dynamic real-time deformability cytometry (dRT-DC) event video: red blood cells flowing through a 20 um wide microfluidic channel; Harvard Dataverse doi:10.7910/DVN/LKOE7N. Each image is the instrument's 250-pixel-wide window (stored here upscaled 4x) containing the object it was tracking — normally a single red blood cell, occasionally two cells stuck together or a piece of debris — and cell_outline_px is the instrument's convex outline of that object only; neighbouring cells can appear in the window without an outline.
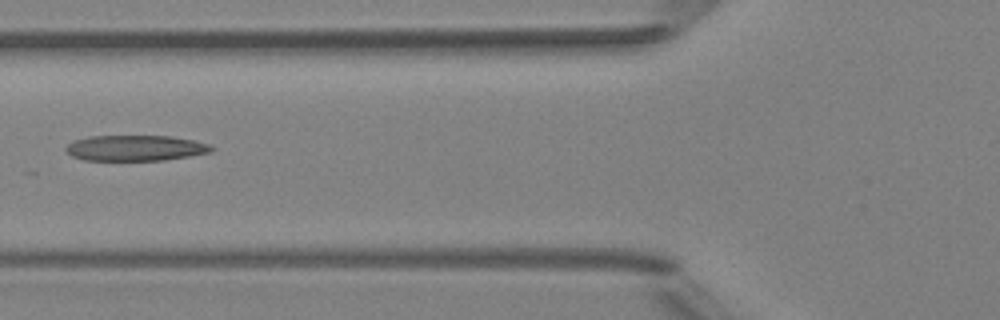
{"species": "Egyptian fruit bat (a non-hibernating species)", "species_latin": "Rousettus aegyptiacus", "temperature_condition": "room temperature", "stored_images_in_passage": 4, "camera_frame_rate_fps": 3000, "um_per_image_px": 0.085, "animal": {"sex": "female"}, "frame": {"image": 1, "passage_image": 4, "time_ms": 3.333, "image_size_px": [1000, 320], "cell_outline_px": [[216, 148], [212, 152], [164, 160], [84, 160], [72, 156], [64, 148], [72, 140], [88, 136], [172, 136], [192, 140], [208, 144]], "centroid_in_image_um": [11.5, 12.58], "position_along_channel_um": 114.3, "area_um2": 21.79}}